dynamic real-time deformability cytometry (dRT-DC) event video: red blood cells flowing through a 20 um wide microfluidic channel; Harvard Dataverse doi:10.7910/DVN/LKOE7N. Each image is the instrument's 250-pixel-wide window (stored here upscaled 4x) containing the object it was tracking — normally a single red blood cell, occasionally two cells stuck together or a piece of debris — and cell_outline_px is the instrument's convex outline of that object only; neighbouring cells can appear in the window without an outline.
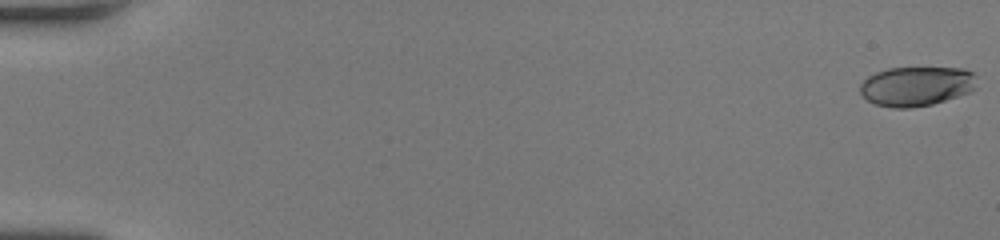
{"species": "human", "species_latin": "Homo sapiens", "temperature_condition": "room temperature", "stored_images_in_passage": 52, "camera_frame_rate_fps": 3000, "um_per_image_px": 0.085, "donor": {"sex": "female"}, "frame": {"image": 1, "passage_image": 1, "time_ms": 0.0, "image_size_px": [1000, 240], "cell_outline_px": [[976, 88], [968, 92], [932, 104], [912, 108], [892, 108], [876, 104], [868, 100], [860, 92], [860, 84], [868, 76], [876, 72], [888, 68], [964, 68], [972, 72], [976, 76]], "centroid_in_image_um": [77.89, 7.32], "position_along_channel_um": 7.1, "area_um2": 26.82}}
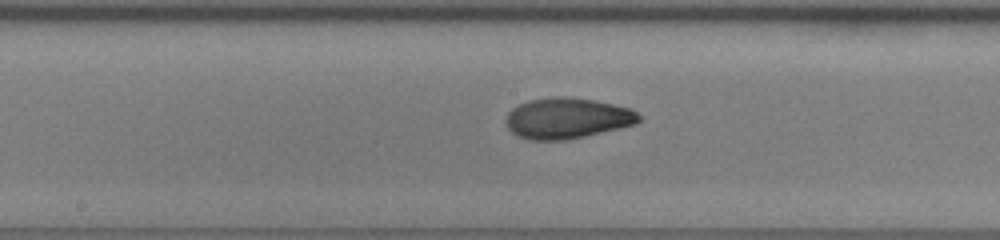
{"frame": {"image": 2, "passage_image": 29, "time_ms": 9.333, "image_size_px": [1000, 240], "cell_outline_px": [[640, 120], [636, 124], [584, 136], [564, 140], [528, 140], [516, 136], [508, 128], [504, 120], [508, 112], [512, 108], [528, 100], [552, 96], [564, 96], [596, 100], [632, 108], [640, 116]], "centroid_in_image_um": [48.18, 10.04], "position_along_channel_um": 200.0, "area_um2": 31.85}}
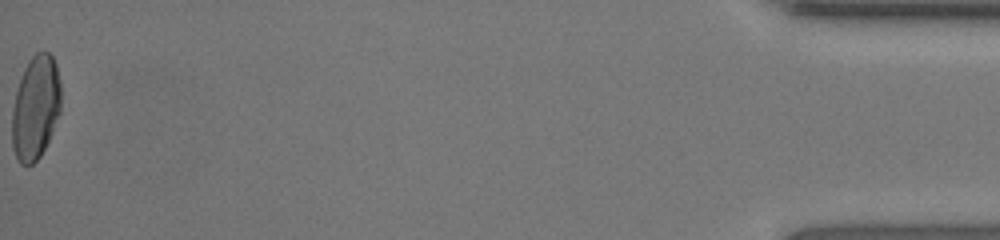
{"frame": {"image": 3, "passage_image": 52, "time_ms": 17.0, "image_size_px": [1000, 240], "cell_outline_px": [[60, 112], [52, 132], [40, 156], [32, 164], [20, 164], [16, 160], [12, 148], [12, 108], [16, 92], [24, 68], [28, 60], [36, 52], [48, 52], [52, 56], [56, 64], [60, 80]], "centroid_in_image_um": [3.01, 9.15], "position_along_channel_um": 432.2, "area_um2": 29.65}, "authors_computed_cell_mechanics": {"area_um2": 29.9115, "velocity_mm_per_s": 4.2691, "shape_relaxation_time_tau1_ms": 4.1635, "shape_relaxation_time_tau2_ms": 1.2866, "deformation_change_tau1": 0.1932, "deformation_change_tau2": 0.067}}